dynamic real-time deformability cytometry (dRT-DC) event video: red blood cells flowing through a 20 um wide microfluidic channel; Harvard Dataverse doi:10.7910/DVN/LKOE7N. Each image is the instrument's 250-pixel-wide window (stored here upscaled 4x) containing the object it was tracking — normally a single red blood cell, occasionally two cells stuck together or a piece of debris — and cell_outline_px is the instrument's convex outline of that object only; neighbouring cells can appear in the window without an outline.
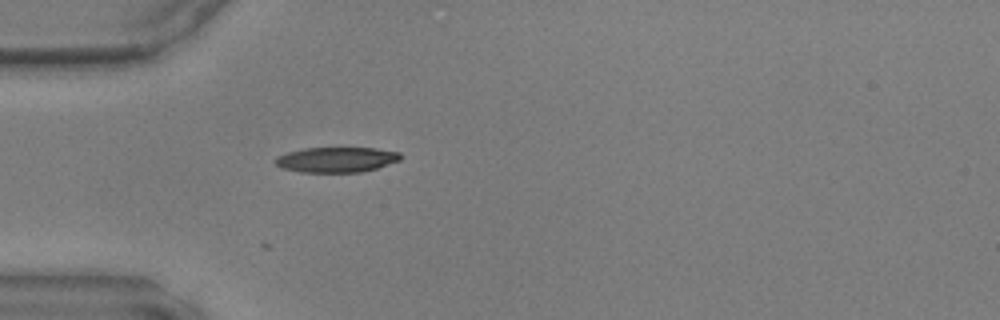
{"species": "common noctule bat (a hibernating species)", "species_latin": "Nyctalus noctula", "temperature_condition": "warm", "stored_images_in_passage": 8, "camera_frame_rate_fps": 3000, "um_per_image_px": 0.085, "animal": {"sex": "male", "body_mass_g": 17.9, "forearm_length_mm": 54.2}, "frame": {"image": 1, "passage_image": 1, "time_ms": 0.0, "image_size_px": [1000, 320], "cell_outline_px": [[404, 156], [400, 160], [376, 168], [360, 172], [300, 172], [280, 168], [272, 160], [276, 156], [288, 152], [304, 148], [376, 148], [400, 152]], "centroid_in_image_um": [28.58, 13.57], "position_along_channel_um": 56.4, "area_um2": 18.55}}